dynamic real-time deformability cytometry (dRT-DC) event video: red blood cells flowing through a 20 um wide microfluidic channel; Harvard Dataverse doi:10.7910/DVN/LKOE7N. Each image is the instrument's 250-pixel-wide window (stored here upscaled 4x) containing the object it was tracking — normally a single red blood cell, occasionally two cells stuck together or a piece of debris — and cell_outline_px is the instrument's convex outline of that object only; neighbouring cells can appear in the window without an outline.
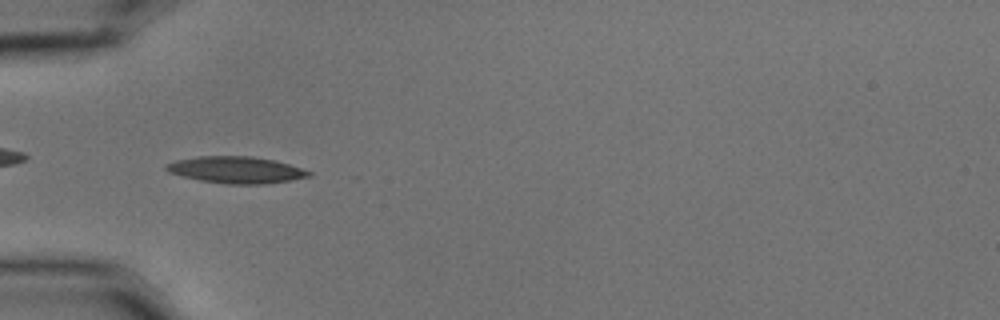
{"species": "common noctule bat (a hibernating species)", "species_latin": "Nyctalus noctula", "temperature_condition": "cold", "stored_images_in_passage": 43, "camera_frame_rate_fps": 3000, "um_per_image_px": 0.085, "animal": {"sex": "male", "body_mass_g": 15.6}, "frame": {"image": 1, "passage_image": 5, "time_ms": 1.333, "image_size_px": [1000, 320], "cell_outline_px": [[312, 176], [292, 180], [264, 184], [228, 184], [200, 180], [168, 172], [164, 168], [164, 164], [176, 160], [196, 156], [252, 156], [272, 160], [288, 164], [312, 172]], "centroid_in_image_um": [20.05, 14.44], "position_along_channel_um": 64.9, "area_um2": 22.14}}
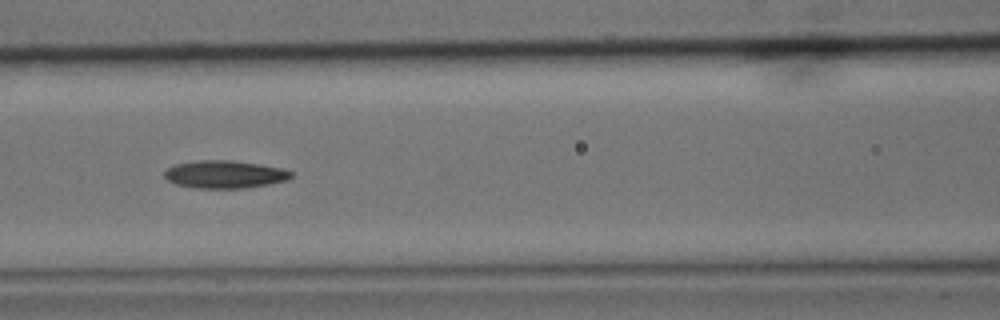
{"frame": {"image": 2, "passage_image": 12, "time_ms": 3.667, "image_size_px": [1000, 320], "cell_outline_px": [[292, 176], [288, 180], [268, 184], [244, 188], [196, 188], [176, 184], [168, 180], [164, 176], [164, 172], [168, 168], [176, 164], [196, 160], [232, 160], [260, 164], [280, 168], [292, 172]], "centroid_in_image_um": [19.09, 14.81], "position_along_channel_um": 147.5, "area_um2": 20.4}}
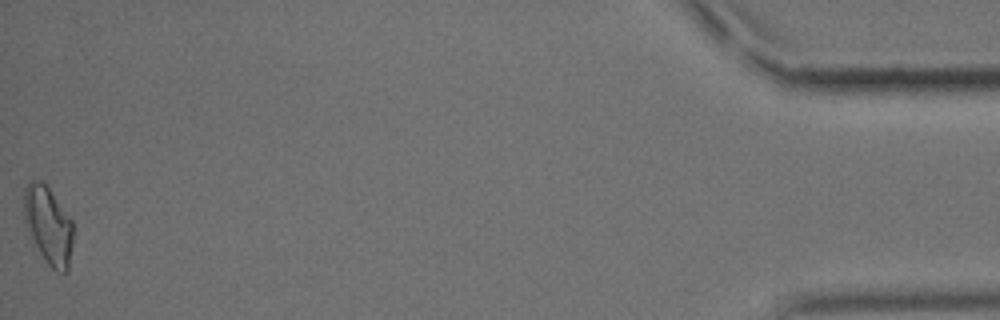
{"frame": {"image": 3, "passage_image": 43, "time_ms": 14.0, "image_size_px": [1000, 320], "cell_outline_px": [[72, 244], [68, 272], [56, 272], [48, 264], [40, 252], [24, 220], [24, 188], [28, 180], [40, 180], [48, 188], [72, 220]], "centroid_in_image_um": [4.11, 19.14], "position_along_channel_um": 431.1, "area_um2": 21.79}, "authors_computed_cell_mechanics": {"area_um2": 20.23, "velocity_mm_per_s": 3.5947, "shape_relaxation_time_tau1_ms": 9.8675, "shape_relaxation_time_tau2_ms": 4.2446, "deformation_change_tau1": 0.223, "deformation_change_tau2": 0.1229}}